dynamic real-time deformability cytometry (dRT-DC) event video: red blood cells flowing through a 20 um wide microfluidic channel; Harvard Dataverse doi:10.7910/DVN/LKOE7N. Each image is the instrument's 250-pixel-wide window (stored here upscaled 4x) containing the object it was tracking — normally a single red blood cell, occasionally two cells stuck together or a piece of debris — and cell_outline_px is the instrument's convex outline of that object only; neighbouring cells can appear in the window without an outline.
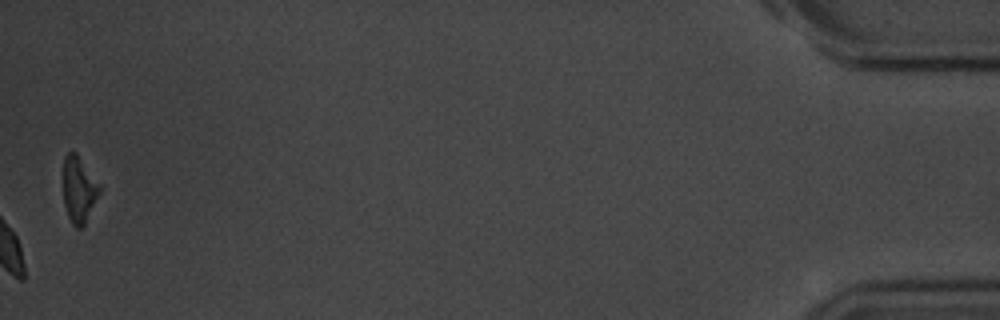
{"species": "common noctule bat (a hibernating species)", "species_latin": "Nyctalus noctula", "temperature_condition": "room temperature", "stored_images_in_passage": 55, "camera_frame_rate_fps": 3000, "um_per_image_px": 0.085, "animal": {"sex": "male", "body_mass_g": 20.1, "forearm_length_mm": 53.5}, "frame": {"image": 1, "passage_image": 55, "time_ms": 18.0, "image_size_px": [1000, 320], "cell_outline_px": [[100, 192], [84, 224], [80, 228], [76, 228], [72, 224], [68, 216], [64, 204], [64, 156], [68, 152], [76, 152], [100, 184]], "centroid_in_image_um": [6.7, 16.1], "position_along_channel_um": 428.5, "area_um2": 13.76}, "authors_computed_cell_mechanics": {"area_um2": 16.4152, "velocity_mm_per_s": 3.523, "shape_relaxation_time_tau1_ms": 6.6467, "shape_relaxation_time_tau2_ms": 2.6708, "deformation_change_tau1": 0.1851, "deformation_change_tau2": 0.0543}}